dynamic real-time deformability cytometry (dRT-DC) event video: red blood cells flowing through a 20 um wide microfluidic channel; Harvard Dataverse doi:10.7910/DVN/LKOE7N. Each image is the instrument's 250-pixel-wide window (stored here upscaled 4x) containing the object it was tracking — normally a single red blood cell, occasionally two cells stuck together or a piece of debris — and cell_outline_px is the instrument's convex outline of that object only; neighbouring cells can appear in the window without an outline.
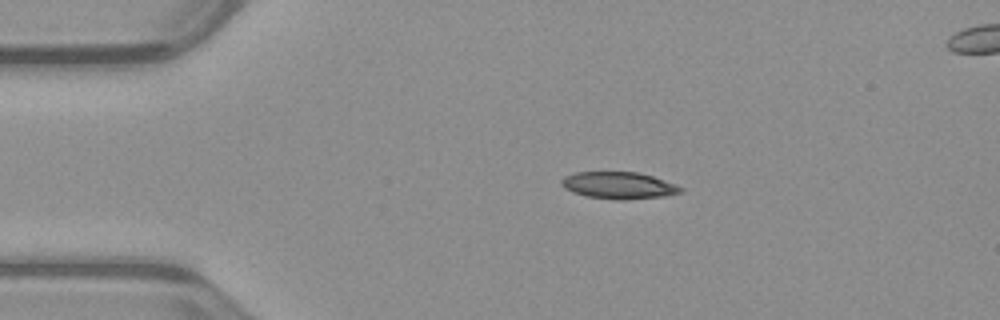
{"species": "common noctule bat (a hibernating species)", "species_latin": "Nyctalus noctula", "temperature_condition": "warm", "stored_images_in_passage": 43, "camera_frame_rate_fps": 3000, "um_per_image_px": 0.085, "animal": {"sex": "male", "body_mass_g": 23.1, "forearm_length_mm": 52.7}, "frame": {"image": 1, "passage_image": 1, "time_ms": 0.0, "image_size_px": [1000, 320], "cell_outline_px": [[684, 188], [680, 192], [664, 196], [624, 200], [616, 200], [584, 196], [572, 192], [564, 188], [560, 184], [560, 180], [564, 176], [576, 172], [640, 172], [676, 184]], "centroid_in_image_um": [52.55, 15.76], "position_along_channel_um": 32.4, "area_um2": 18.84}}
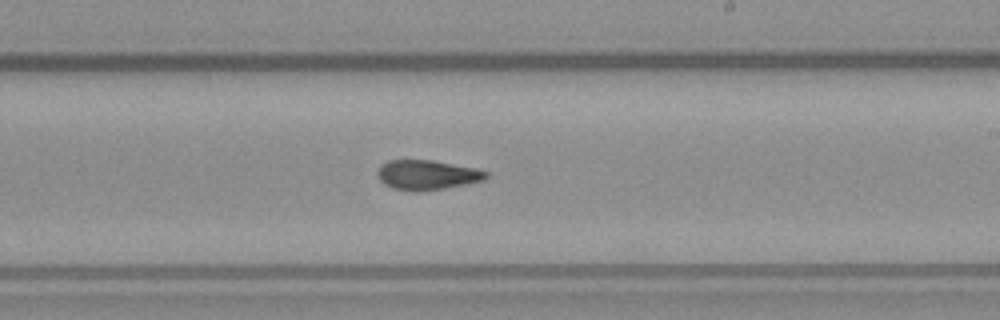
{"frame": {"image": 2, "passage_image": 21, "time_ms": 6.667, "image_size_px": [1000, 320], "cell_outline_px": [[488, 176], [484, 180], [444, 188], [416, 192], [412, 192], [392, 188], [384, 184], [376, 176], [376, 172], [380, 164], [388, 160], [432, 160], [476, 168], [488, 172]], "centroid_in_image_um": [36.24, 14.86], "position_along_channel_um": 252.8, "area_um2": 18.96}}
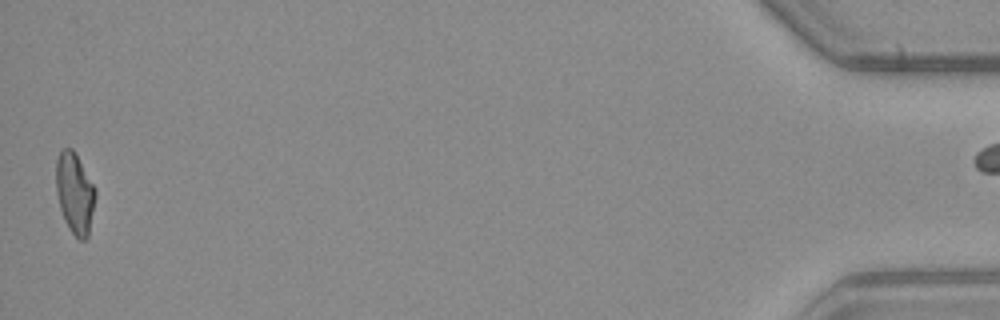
{"frame": {"image": 3, "passage_image": 42, "time_ms": 13.667, "image_size_px": [1000, 320], "cell_outline_px": [[96, 196], [88, 236], [84, 240], [80, 240], [72, 232], [64, 220], [60, 208], [56, 192], [56, 160], [60, 152], [64, 148], [72, 148], [96, 188]], "centroid_in_image_um": [6.36, 16.42], "position_along_channel_um": 428.8, "area_um2": 18.44}}